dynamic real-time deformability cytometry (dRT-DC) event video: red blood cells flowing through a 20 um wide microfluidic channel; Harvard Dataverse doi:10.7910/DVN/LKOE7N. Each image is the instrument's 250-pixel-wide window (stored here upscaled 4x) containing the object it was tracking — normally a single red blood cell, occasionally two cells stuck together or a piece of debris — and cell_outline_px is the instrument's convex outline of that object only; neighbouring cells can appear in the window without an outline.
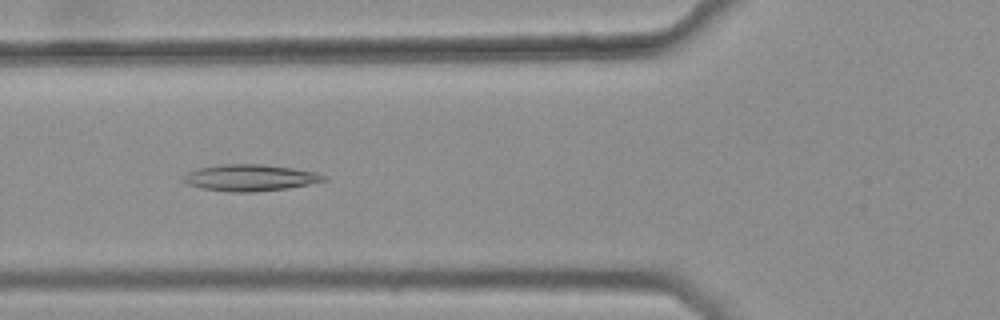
{"species": "common noctule bat (a hibernating species)", "species_latin": "Nyctalus noctula", "temperature_condition": "warm", "stored_images_in_passage": 33, "camera_frame_rate_fps": 3000, "um_per_image_px": 0.085, "animal": {"sex": "female", "body_mass_g": 25.1}, "frame": {"image": 1, "passage_image": 8, "time_ms": 2.333, "image_size_px": [1000, 320], "cell_outline_px": [[328, 180], [288, 188], [256, 192], [228, 192], [200, 188], [188, 184], [184, 180], [184, 176], [188, 172], [196, 168], [220, 164], [260, 164], [292, 168], [316, 172], [328, 176]], "centroid_in_image_um": [21.27, 15.11], "position_along_channel_um": 104.5, "area_um2": 21.79}}
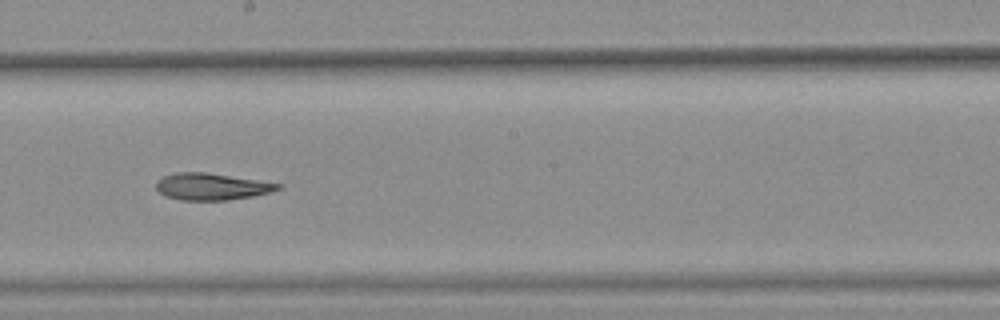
{"frame": {"image": 2, "passage_image": 18, "time_ms": 5.667, "image_size_px": [1000, 320], "cell_outline_px": [[284, 184], [280, 188], [268, 192], [252, 196], [228, 200], [180, 200], [164, 196], [156, 188], [156, 180], [164, 176], [176, 172], [208, 172]], "centroid_in_image_um": [17.96, 15.85], "position_along_channel_um": 230.2, "area_um2": 19.07}}
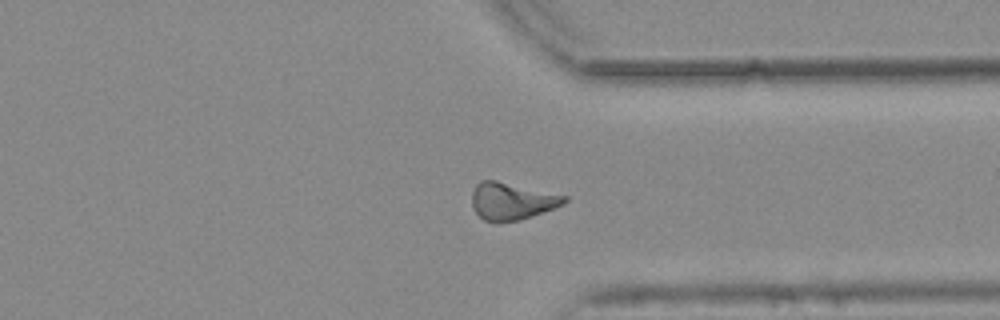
{"frame": {"image": 3, "passage_image": 29, "time_ms": 9.333, "image_size_px": [1000, 320], "cell_outline_px": [[568, 200], [564, 204], [556, 208], [520, 220], [484, 220], [472, 208], [472, 192], [476, 184], [480, 180], [496, 180], [568, 196]], "centroid_in_image_um": [43.53, 17.07], "position_along_channel_um": 367.9, "area_um2": 19.88}, "authors_computed_cell_mechanics": {"area_um2": 19.7098, "velocity_mm_per_s": 3.7736, "shape_relaxation_time_tau1_ms": null, "shape_relaxation_time_tau2_ms": 6.2179, "deformation_change_tau1": null, "deformation_change_tau2": 0.1375}}